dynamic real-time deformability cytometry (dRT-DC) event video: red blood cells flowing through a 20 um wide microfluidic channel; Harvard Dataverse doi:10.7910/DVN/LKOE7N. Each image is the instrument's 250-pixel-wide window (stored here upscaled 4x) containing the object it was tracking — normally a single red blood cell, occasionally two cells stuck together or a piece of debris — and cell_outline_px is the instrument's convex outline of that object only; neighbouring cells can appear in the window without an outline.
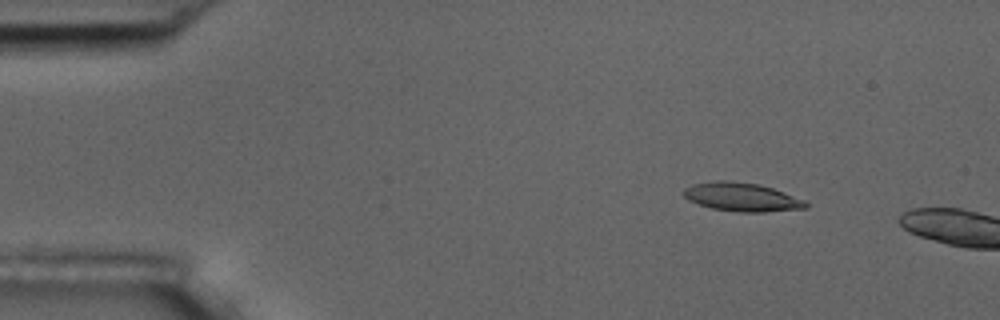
{"species": "common noctule bat (a hibernating species)", "species_latin": "Nyctalus noctula", "temperature_condition": "room temperature", "stored_images_in_passage": 4, "camera_frame_rate_fps": 3000, "um_per_image_px": 0.085, "animal": {"sex": "male", "body_mass_g": 17.5, "forearm_length_mm": 52.3}, "frame": {"image": 1, "passage_image": 2, "time_ms": 1.333, "image_size_px": [1000, 320], "cell_outline_px": [[808, 208], [764, 212], [740, 212], [712, 208], [688, 200], [680, 192], [684, 188], [692, 184], [716, 180], [732, 180], [760, 184], [772, 188], [804, 200], [808, 204]], "centroid_in_image_um": [63.02, 16.73], "position_along_channel_um": 22.0, "area_um2": 20.46}}